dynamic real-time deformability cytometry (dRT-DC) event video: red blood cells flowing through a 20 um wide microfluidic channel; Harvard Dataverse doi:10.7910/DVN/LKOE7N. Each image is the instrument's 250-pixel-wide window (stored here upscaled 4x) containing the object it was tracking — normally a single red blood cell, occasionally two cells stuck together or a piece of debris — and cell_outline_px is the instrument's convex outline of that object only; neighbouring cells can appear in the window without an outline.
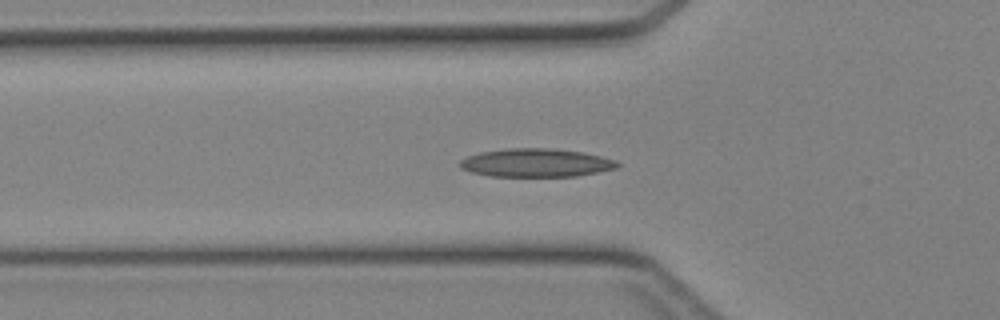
{"species": "Egyptian fruit bat (a non-hibernating species)", "species_latin": "Rousettus aegyptiacus", "temperature_condition": "cold", "stored_images_in_passage": 35, "camera_frame_rate_fps": 3000, "um_per_image_px": 0.085, "animal": {"sex": "female"}, "frame": {"image": 1, "passage_image": 5, "time_ms": 1.333, "image_size_px": [1000, 320], "cell_outline_px": [[620, 164], [616, 168], [576, 176], [492, 176], [472, 172], [460, 168], [460, 160], [468, 156], [480, 152], [508, 148], [548, 148], [584, 152], [616, 160]], "centroid_in_image_um": [45.56, 13.83], "position_along_channel_um": 80.2, "area_um2": 25.84}}
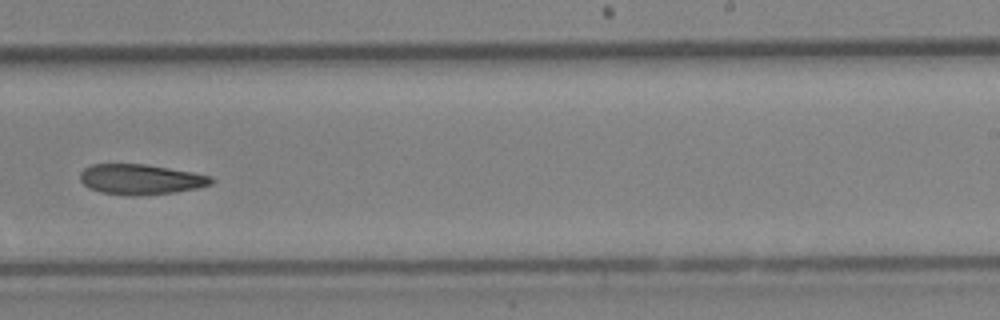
{"frame": {"image": 2, "passage_image": 18, "time_ms": 5.667, "image_size_px": [1000, 320], "cell_outline_px": [[216, 180], [212, 184], [196, 188], [176, 192], [136, 196], [132, 196], [100, 192], [88, 188], [80, 180], [80, 172], [84, 168], [92, 164], [144, 164], [192, 172], [212, 176]], "centroid_in_image_um": [11.96, 15.25], "position_along_channel_um": 277.0, "area_um2": 23.24}}
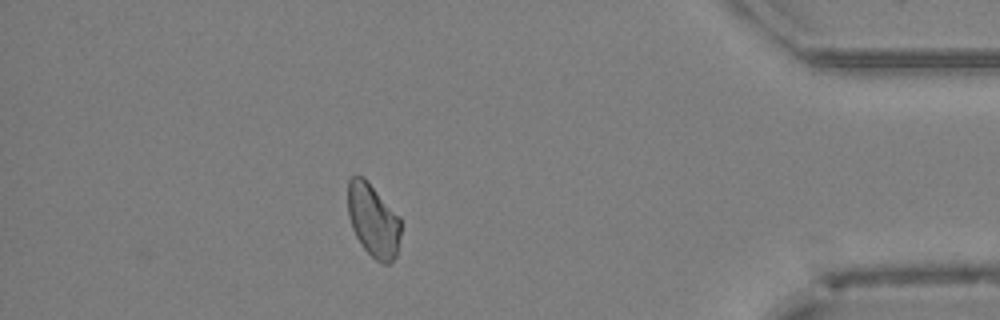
{"frame": {"image": 3, "passage_image": 29, "time_ms": 9.333, "image_size_px": [1000, 320], "cell_outline_px": [[400, 236], [396, 256], [388, 264], [384, 264], [376, 260], [360, 244], [352, 228], [348, 216], [348, 180], [356, 172], [364, 176], [400, 216]], "centroid_in_image_um": [31.71, 18.68], "position_along_channel_um": 403.5, "area_um2": 22.89}}